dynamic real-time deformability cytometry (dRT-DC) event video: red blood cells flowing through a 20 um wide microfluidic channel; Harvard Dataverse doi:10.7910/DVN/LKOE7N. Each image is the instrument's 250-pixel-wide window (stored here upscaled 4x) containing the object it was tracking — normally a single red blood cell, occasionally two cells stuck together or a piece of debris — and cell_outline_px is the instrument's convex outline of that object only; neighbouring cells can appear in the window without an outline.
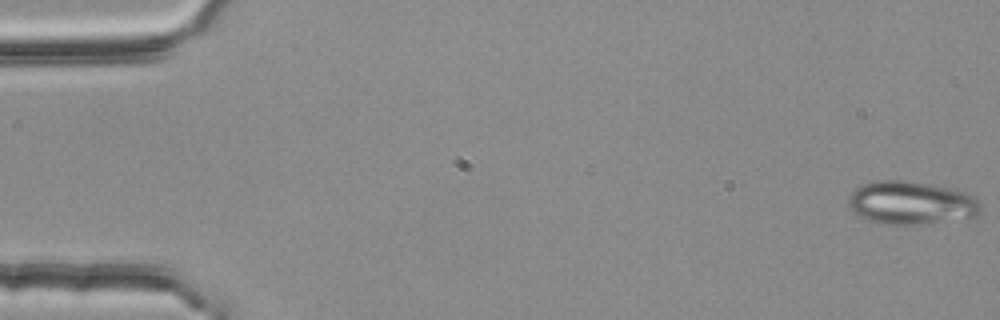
{"species": "common noctule bat (a hibernating species)", "species_latin": "Nyctalus noctula", "temperature_condition": "room temperature", "stored_images_in_passage": 55, "camera_frame_rate_fps": 3000, "um_per_image_px": 0.085, "animal": {"sex": "female", "body_mass_g": 25.1}, "frame": {"image": 1, "passage_image": 1, "time_ms": 0.0, "image_size_px": [1000, 320], "cell_outline_px": [[980, 216], [920, 224], [884, 224], [868, 220], [860, 216], [848, 204], [848, 196], [856, 188], [864, 184], [876, 180], [904, 180], [956, 188], [968, 192], [976, 196], [980, 200]], "centroid_in_image_um": [77.52, 17.22], "position_along_channel_um": 7.5, "area_um2": 33.52}}
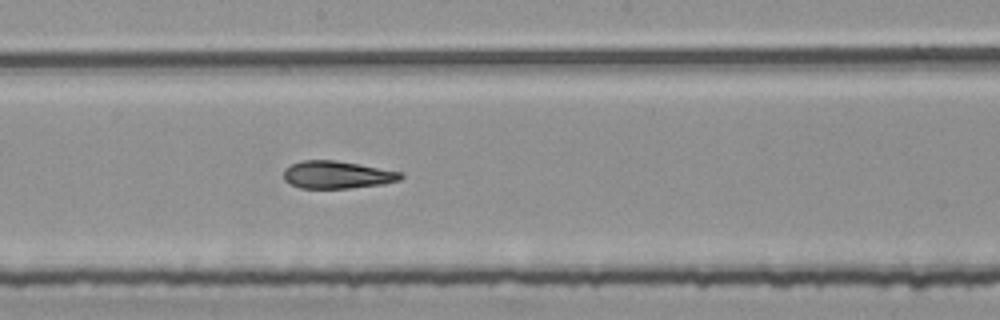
{"frame": {"image": 2, "passage_image": 30, "time_ms": 9.667, "image_size_px": [1000, 320], "cell_outline_px": [[404, 176], [400, 180], [380, 184], [348, 188], [300, 188], [284, 180], [284, 168], [292, 164], [304, 160], [336, 160], [400, 172]], "centroid_in_image_um": [28.62, 14.85], "position_along_channel_um": 219.6, "area_um2": 18.5}}
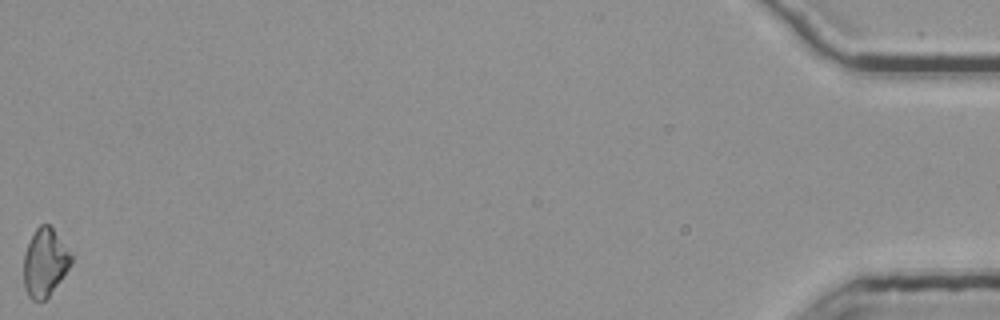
{"frame": {"image": 3, "passage_image": 55, "time_ms": 18.0, "image_size_px": [1000, 320], "cell_outline_px": [[72, 260], [68, 268], [60, 280], [48, 296], [44, 300], [32, 300], [28, 296], [24, 288], [24, 256], [28, 244], [36, 228], [40, 224], [48, 224], [52, 228], [72, 256]], "centroid_in_image_um": [3.79, 22.33], "position_along_channel_um": 431.4, "area_um2": 18.26}, "authors_computed_cell_mechanics": {"area_um2": 19.1318, "velocity_mm_per_s": 3.774, "shape_relaxation_time_tau1_ms": null, "shape_relaxation_time_tau2_ms": 3.5901, "deformation_change_tau1": null, "deformation_change_tau2": 0.1156}}